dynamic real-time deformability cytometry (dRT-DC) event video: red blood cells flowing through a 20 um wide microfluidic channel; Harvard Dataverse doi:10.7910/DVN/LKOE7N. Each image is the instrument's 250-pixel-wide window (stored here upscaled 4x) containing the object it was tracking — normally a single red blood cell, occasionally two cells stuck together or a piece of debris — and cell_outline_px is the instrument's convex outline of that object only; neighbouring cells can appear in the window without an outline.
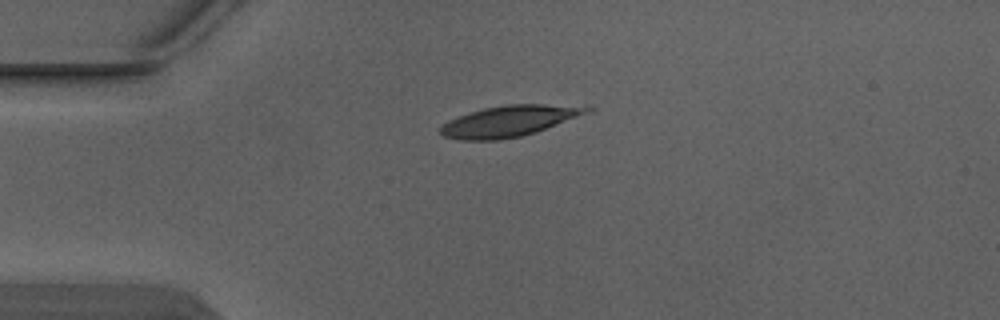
{"species": "Egyptian fruit bat (a non-hibernating species)", "species_latin": "Rousettus aegyptiacus", "temperature_condition": "warm", "stored_images_in_passage": 3, "camera_frame_rate_fps": 3000, "um_per_image_px": 0.085, "animal": {"sex": "male"}, "frame": {"image": 1, "passage_image": 3, "time_ms": 0.667, "image_size_px": [1000, 320], "cell_outline_px": [[596, 108], [592, 112], [536, 132], [520, 136], [500, 140], [460, 140], [444, 136], [440, 132], [440, 128], [448, 120], [484, 108], [508, 104], [544, 104]], "centroid_in_image_um": [43.31, 10.29], "position_along_channel_um": 41.7, "area_um2": 26.18}}